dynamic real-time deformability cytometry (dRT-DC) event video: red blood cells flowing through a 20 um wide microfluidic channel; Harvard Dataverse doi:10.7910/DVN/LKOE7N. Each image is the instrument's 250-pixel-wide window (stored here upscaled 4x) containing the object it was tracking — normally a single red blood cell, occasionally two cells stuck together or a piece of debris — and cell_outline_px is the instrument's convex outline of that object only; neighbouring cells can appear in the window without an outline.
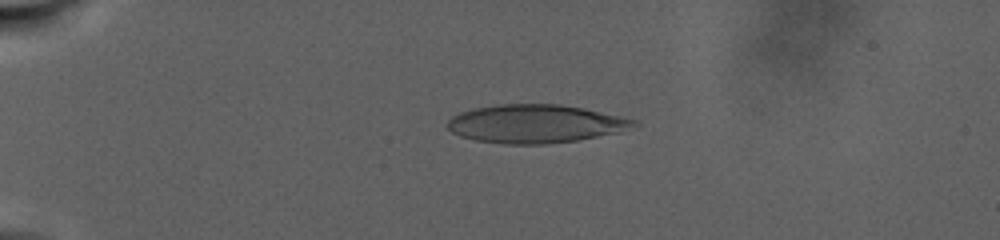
{"species": "human", "species_latin": "Homo sapiens", "temperature_condition": "warm", "stored_images_in_passage": 90, "camera_frame_rate_fps": 3000, "um_per_image_px": 0.085, "donor": {"sex": "male"}, "frame": {"image": 1, "passage_image": 21, "time_ms": 8.333, "image_size_px": [1000, 240], "cell_outline_px": [[640, 124], [616, 132], [576, 140], [544, 144], [504, 144], [476, 140], [460, 136], [452, 132], [448, 128], [448, 120], [452, 116], [460, 112], [476, 108], [500, 104], [560, 104], [580, 108], [636, 120]], "centroid_in_image_um": [45.45, 10.52], "position_along_channel_um": 39.6, "area_um2": 40.98}}
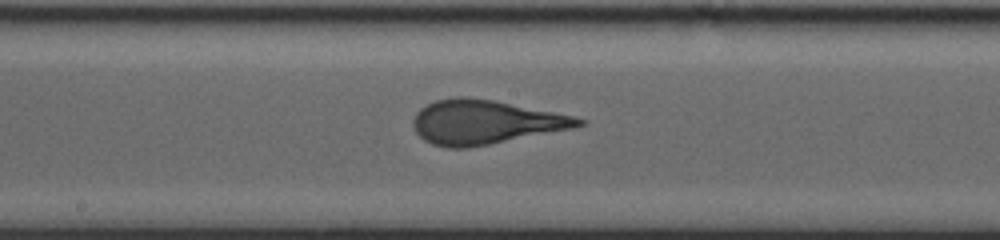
{"frame": {"image": 2, "passage_image": 46, "time_ms": 19.0, "image_size_px": [1000, 240], "cell_outline_px": [[588, 120], [584, 124], [572, 128], [468, 148], [448, 148], [432, 144], [424, 140], [416, 132], [412, 124], [412, 120], [416, 112], [420, 108], [436, 100], [460, 96], [464, 96], [492, 100], [572, 116]], "centroid_in_image_um": [41.16, 10.38], "position_along_channel_um": 207.0, "area_um2": 41.96}}
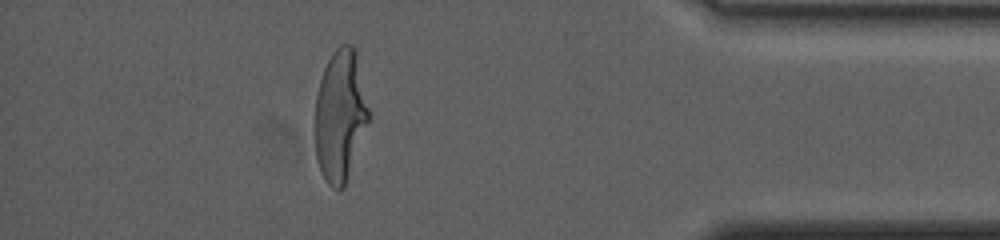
{"frame": {"image": 3, "passage_image": 77, "time_ms": 29.667, "image_size_px": [1000, 240], "cell_outline_px": [[368, 120], [344, 188], [332, 188], [328, 184], [316, 160], [316, 92], [324, 68], [332, 52], [340, 44], [352, 44], [356, 48], [368, 108]], "centroid_in_image_um": [28.91, 9.77], "position_along_channel_um": 406.3, "area_um2": 40.52}, "authors_computed_cell_mechanics": {"area_um2": 41.8183, "velocity_mm_per_s": 2.1617, "shape_relaxation_time_tau1_ms": 10.2316, "shape_relaxation_time_tau2_ms": null, "deformation_change_tau1": 0.2796, "deformation_change_tau2": null}}